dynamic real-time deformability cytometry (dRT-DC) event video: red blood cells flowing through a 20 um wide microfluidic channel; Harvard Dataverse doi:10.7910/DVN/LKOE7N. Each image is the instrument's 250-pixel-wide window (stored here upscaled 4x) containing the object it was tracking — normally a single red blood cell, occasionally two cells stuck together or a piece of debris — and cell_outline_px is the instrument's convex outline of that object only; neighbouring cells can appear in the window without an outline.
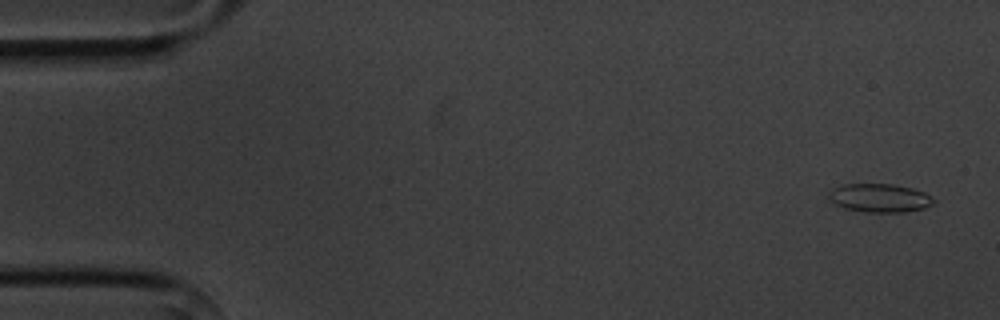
{"species": "common noctule bat (a hibernating species)", "species_latin": "Nyctalus noctula", "temperature_condition": "cold", "stored_images_in_passage": 4, "camera_frame_rate_fps": 3000, "um_per_image_px": 0.085, "animal": {"sex": "male", "body_mass_g": 20.1, "forearm_length_mm": 53.5}, "frame": {"image": 1, "passage_image": 1, "time_ms": 0.0, "image_size_px": [1000, 320], "cell_outline_px": [[936, 200], [932, 204], [924, 208], [904, 212], [864, 212], [844, 208], [836, 204], [828, 196], [828, 192], [832, 188], [844, 184], [892, 184], [912, 188], [924, 192]], "centroid_in_image_um": [74.76, 16.82], "position_along_channel_um": 10.2, "area_um2": 17.4}}
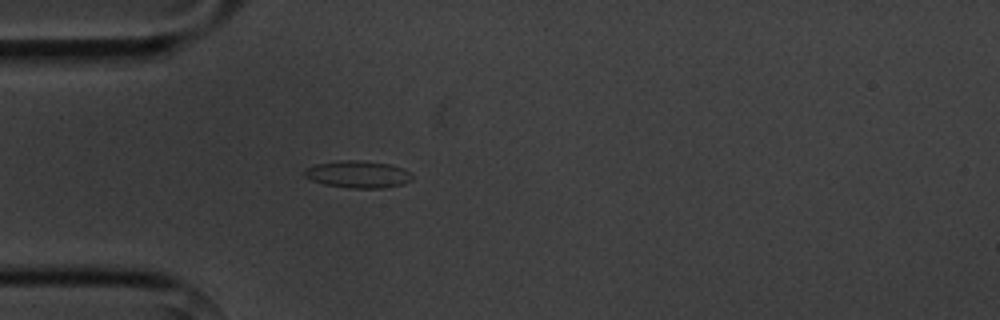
{"frame": {"image": 2, "passage_image": 4, "time_ms": 4.333, "image_size_px": [1000, 320], "cell_outline_px": [[412, 180], [404, 184], [384, 188], [348, 188], [324, 184], [312, 180], [304, 176], [304, 172], [308, 168], [316, 164], [340, 160], [360, 160], [392, 164], [404, 168], [412, 176]], "centroid_in_image_um": [30.46, 14.81], "position_along_channel_um": 54.5, "area_um2": 17.11}}